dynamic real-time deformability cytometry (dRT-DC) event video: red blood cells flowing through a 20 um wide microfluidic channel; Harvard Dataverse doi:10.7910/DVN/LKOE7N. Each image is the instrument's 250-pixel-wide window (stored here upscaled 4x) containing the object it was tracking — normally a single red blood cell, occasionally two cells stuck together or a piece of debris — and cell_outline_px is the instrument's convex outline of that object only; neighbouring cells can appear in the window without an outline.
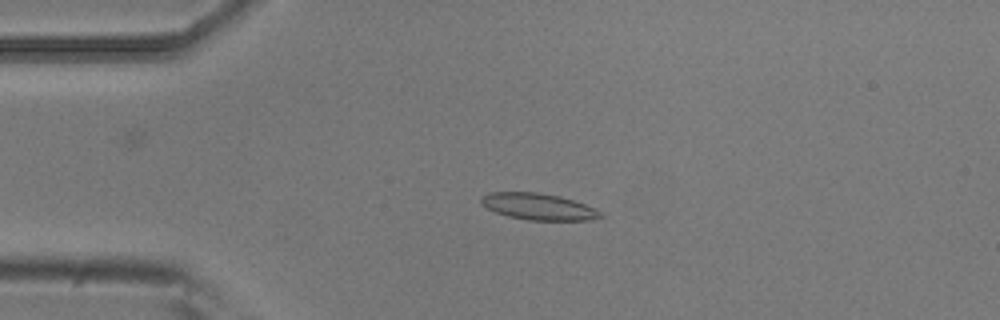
{"species": "common noctule bat (a hibernating species)", "species_latin": "Nyctalus noctula", "temperature_condition": "room temperature", "stored_images_in_passage": 9, "camera_frame_rate_fps": 3000, "um_per_image_px": 0.085, "animal": {"sex": "male", "body_mass_g": 20.5, "forearm_length_mm": 52.5}, "frame": {"image": 1, "passage_image": 3, "time_ms": 0.667, "image_size_px": [1000, 320], "cell_outline_px": [[604, 216], [592, 220], [528, 220], [508, 216], [496, 212], [488, 208], [480, 200], [488, 192], [540, 192], [560, 196], [584, 204], [600, 212]], "centroid_in_image_um": [45.77, 17.56], "position_along_channel_um": 39.2, "area_um2": 18.21}}
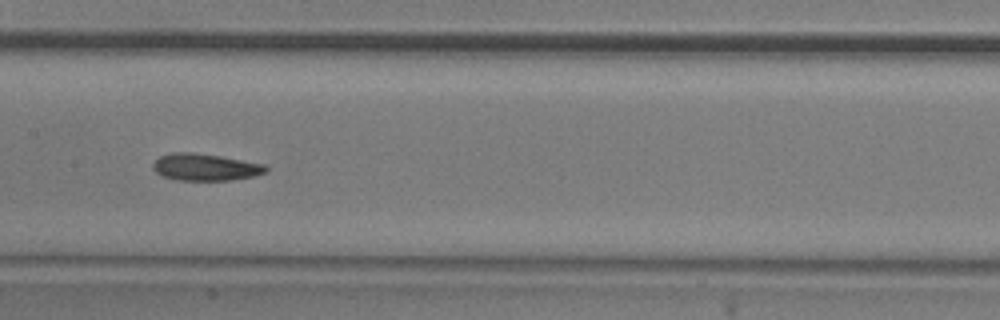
{"frame": {"image": 2, "passage_image": 7, "time_ms": 2.0, "image_size_px": [1000, 320], "cell_outline_px": [[268, 172], [256, 176], [228, 180], [176, 180], [164, 176], [156, 172], [152, 168], [152, 164], [160, 156], [172, 152], [192, 152], [220, 156], [264, 164], [268, 168]], "centroid_in_image_um": [17.46, 14.21], "position_along_channel_um": 189.9, "area_um2": 17.74}}
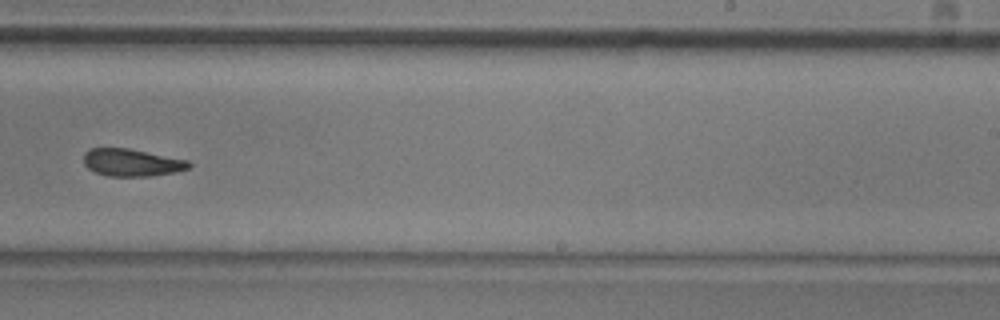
{"frame": {"image": 3, "passage_image": 9, "time_ms": 2.667, "image_size_px": [1000, 320], "cell_outline_px": [[192, 164], [188, 168], [176, 172], [152, 176], [108, 176], [96, 172], [88, 168], [84, 164], [84, 152], [88, 148], [128, 148], [188, 160]], "centroid_in_image_um": [11.19, 13.81], "position_along_channel_um": 277.8, "area_um2": 16.82}}